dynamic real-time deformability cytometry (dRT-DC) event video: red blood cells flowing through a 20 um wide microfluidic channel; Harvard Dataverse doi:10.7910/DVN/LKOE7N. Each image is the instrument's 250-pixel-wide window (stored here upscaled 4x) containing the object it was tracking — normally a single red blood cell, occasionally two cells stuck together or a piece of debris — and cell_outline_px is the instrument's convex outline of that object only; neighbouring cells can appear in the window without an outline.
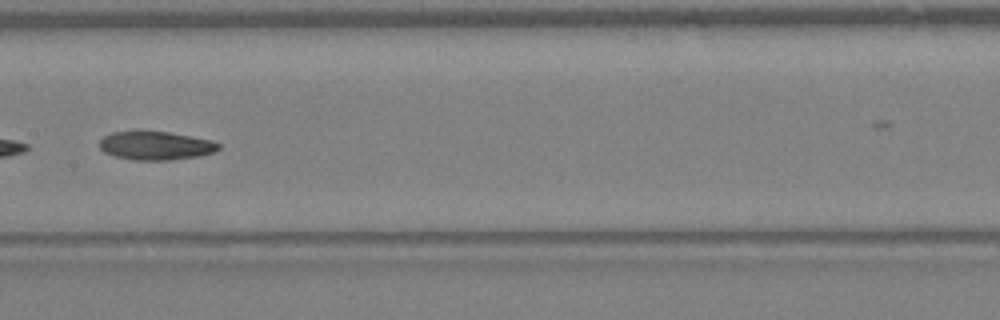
{"species": "Egyptian fruit bat (a non-hibernating species)", "species_latin": "Rousettus aegyptiacus", "temperature_condition": "warm", "stored_images_in_passage": 27, "camera_frame_rate_fps": 3000, "um_per_image_px": 0.085, "animal": {"sex": "female"}, "frame": {"image": 1, "passage_image": 8, "time_ms": 2.333, "image_size_px": [1000, 320], "cell_outline_px": [[220, 148], [216, 152], [196, 156], [168, 160], [136, 160], [112, 156], [104, 152], [100, 148], [100, 140], [104, 136], [112, 132], [136, 128], [168, 132], [192, 136], [212, 140], [220, 144]], "centroid_in_image_um": [13.19, 12.34], "position_along_channel_um": 194.2, "area_um2": 20.46}}
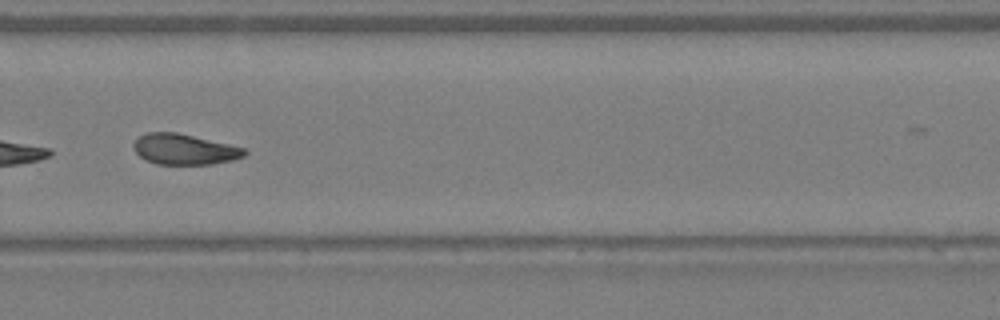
{"frame": {"image": 2, "passage_image": 15, "time_ms": 4.667, "image_size_px": [1000, 320], "cell_outline_px": [[248, 152], [244, 156], [232, 160], [212, 164], [156, 164], [144, 160], [136, 152], [132, 144], [140, 136], [148, 132], [176, 132], [228, 144], [244, 148]], "centroid_in_image_um": [15.65, 12.69], "position_along_channel_um": 314.1, "area_um2": 19.65}}